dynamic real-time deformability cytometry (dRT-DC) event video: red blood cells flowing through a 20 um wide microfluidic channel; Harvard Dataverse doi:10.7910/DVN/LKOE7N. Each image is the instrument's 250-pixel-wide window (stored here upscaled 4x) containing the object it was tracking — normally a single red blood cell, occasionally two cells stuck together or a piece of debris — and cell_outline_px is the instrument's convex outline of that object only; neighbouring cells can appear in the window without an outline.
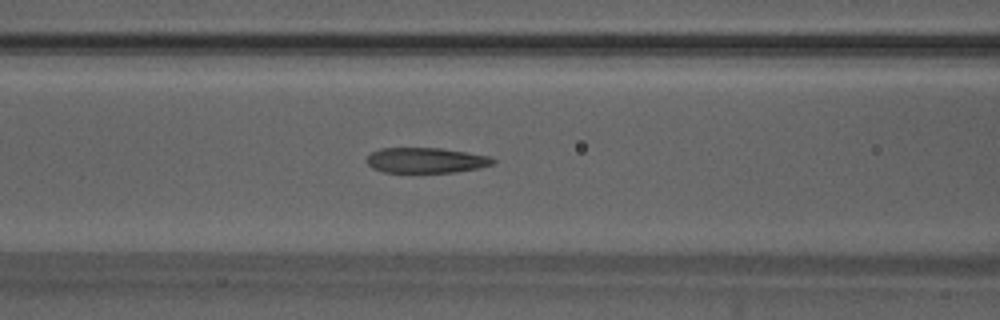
{"species": "Egyptian fruit bat (a non-hibernating species)", "species_latin": "Rousettus aegyptiacus", "temperature_condition": "warm", "stored_images_in_passage": 48, "camera_frame_rate_fps": 3000, "um_per_image_px": 0.085, "animal": {"sex": "male"}, "frame": {"image": 1, "passage_image": 18, "time_ms": 5.667, "image_size_px": [1000, 320], "cell_outline_px": [[496, 160], [492, 164], [480, 168], [456, 172], [384, 172], [372, 168], [364, 160], [372, 152], [380, 148], [440, 148], [492, 156]], "centroid_in_image_um": [36.21, 13.62], "position_along_channel_um": 130.4, "area_um2": 18.73}}
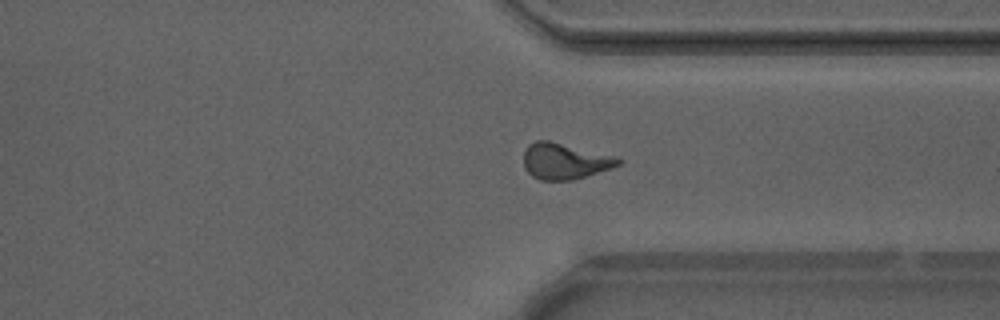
{"frame": {"image": 2, "passage_image": 36, "time_ms": 11.667, "image_size_px": [1000, 320], "cell_outline_px": [[624, 160], [620, 164], [612, 168], [572, 180], [540, 180], [532, 176], [524, 168], [524, 152], [528, 144], [536, 140], [548, 140], [612, 156]], "centroid_in_image_um": [47.97, 13.7], "position_along_channel_um": 363.4, "area_um2": 19.65}}
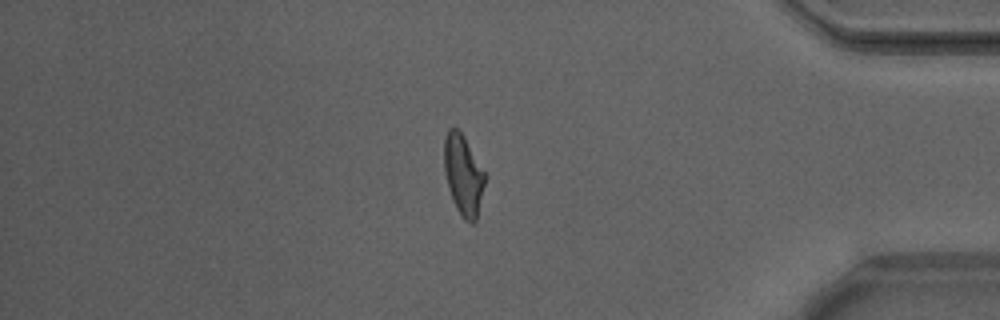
{"frame": {"image": 3, "passage_image": 41, "time_ms": 13.333, "image_size_px": [1000, 320], "cell_outline_px": [[484, 184], [476, 220], [472, 224], [464, 220], [460, 216], [452, 200], [448, 188], [444, 168], [444, 136], [448, 128], [456, 128], [464, 136], [484, 172]], "centroid_in_image_um": [39.34, 14.88], "position_along_channel_um": 395.9, "area_um2": 18.9}, "authors_computed_cell_mechanics": {"area_um2": 19.5653, "velocity_mm_per_s": 3.8936, "shape_relaxation_time_tau1_ms": null, "shape_relaxation_time_tau2_ms": 1.8791, "deformation_change_tau1": null, "deformation_change_tau2": 0.1115}}